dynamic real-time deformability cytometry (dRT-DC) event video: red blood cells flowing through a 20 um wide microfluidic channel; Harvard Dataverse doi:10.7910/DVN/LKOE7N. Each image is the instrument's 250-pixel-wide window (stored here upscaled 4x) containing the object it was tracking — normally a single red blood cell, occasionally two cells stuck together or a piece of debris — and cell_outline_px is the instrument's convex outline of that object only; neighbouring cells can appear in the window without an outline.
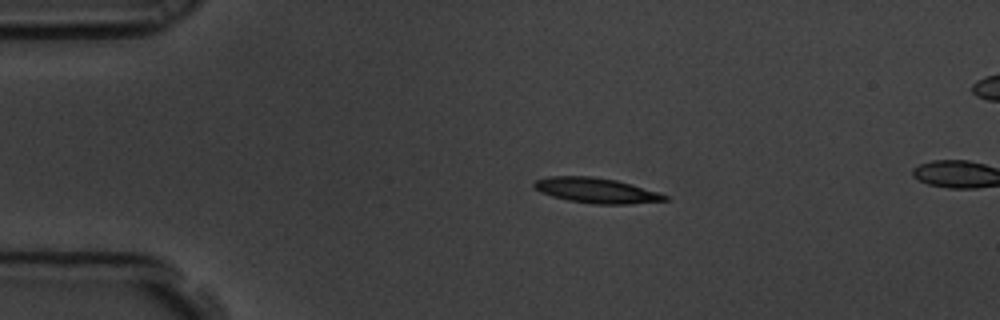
{"species": "common noctule bat (a hibernating species)", "species_latin": "Nyctalus noctula", "temperature_condition": "room temperature", "stored_images_in_passage": 5, "camera_frame_rate_fps": 3000, "um_per_image_px": 0.085, "animal": {"sex": "male", "body_mass_g": 19.5, "forearm_length_mm": 54.6}, "frame": {"image": 1, "passage_image": 3, "time_ms": 0.667, "image_size_px": [1000, 320], "cell_outline_px": [[668, 200], [632, 204], [592, 204], [568, 200], [552, 196], [540, 192], [532, 184], [536, 180], [548, 176], [592, 176], [616, 180], [632, 184], [660, 192], [668, 196]], "centroid_in_image_um": [50.71, 16.19], "position_along_channel_um": 34.3, "area_um2": 19.31}}